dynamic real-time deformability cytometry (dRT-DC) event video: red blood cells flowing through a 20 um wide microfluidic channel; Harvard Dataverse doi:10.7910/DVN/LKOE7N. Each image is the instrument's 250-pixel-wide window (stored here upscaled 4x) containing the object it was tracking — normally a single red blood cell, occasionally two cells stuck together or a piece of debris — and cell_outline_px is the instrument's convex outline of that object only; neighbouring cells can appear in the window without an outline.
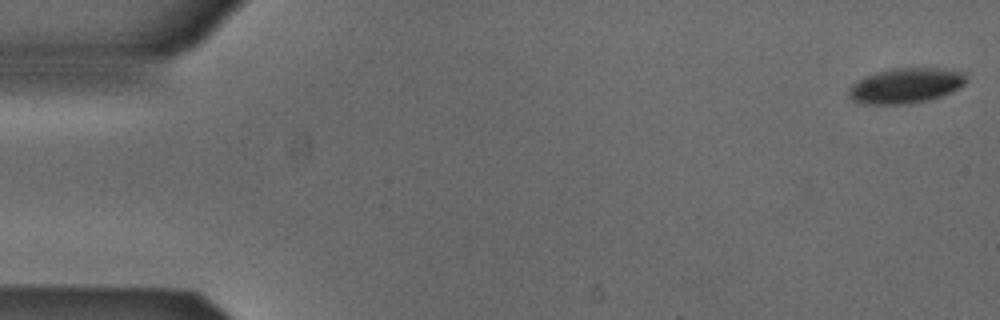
{"species": "Egyptian fruit bat (a non-hibernating species)", "species_latin": "Rousettus aegyptiacus", "temperature_condition": "cold", "stored_images_in_passage": 4, "camera_frame_rate_fps": 3000, "um_per_image_px": 0.085, "animal": {"sex": "male"}, "frame": {"image": 1, "passage_image": 1, "time_ms": 0.0, "image_size_px": [1000, 320], "cell_outline_px": [[964, 84], [960, 88], [952, 92], [928, 100], [908, 104], [864, 104], [852, 100], [848, 96], [848, 92], [852, 84], [868, 76], [892, 68], [936, 68], [964, 72]], "centroid_in_image_um": [76.98, 7.29], "position_along_channel_um": 8.0, "area_um2": 23.76}}